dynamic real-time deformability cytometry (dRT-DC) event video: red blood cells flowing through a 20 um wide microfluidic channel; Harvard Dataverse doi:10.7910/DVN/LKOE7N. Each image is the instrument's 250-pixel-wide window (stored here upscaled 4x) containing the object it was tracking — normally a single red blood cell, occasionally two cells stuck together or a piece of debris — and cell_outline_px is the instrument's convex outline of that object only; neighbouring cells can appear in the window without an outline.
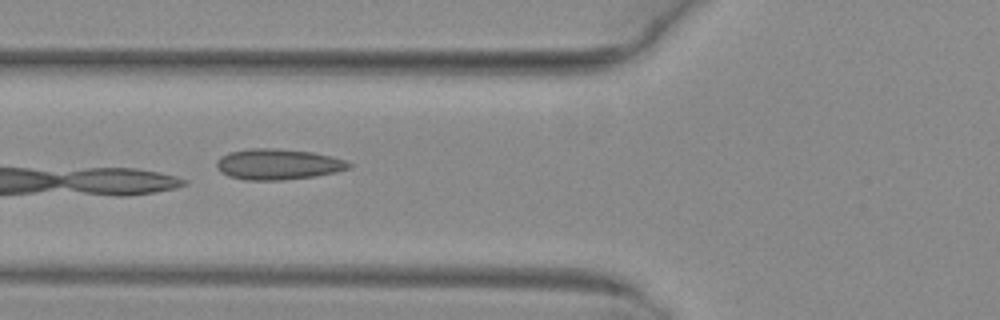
{"species": "common noctule bat (a hibernating species)", "species_latin": "Nyctalus noctula", "temperature_condition": "warm", "stored_images_in_passage": 7, "camera_frame_rate_fps": 3000, "um_per_image_px": 0.085, "animal": {"sex": "female", "body_mass_g": 29.2, "forearm_length_mm": 56.3}, "frame": {"image": 1, "passage_image": 5, "time_ms": 1.333, "image_size_px": [1000, 320], "cell_outline_px": [[352, 164], [348, 168], [336, 172], [316, 176], [280, 180], [244, 180], [228, 176], [220, 172], [216, 168], [216, 160], [220, 156], [228, 152], [252, 148], [272, 148], [312, 152], [332, 156], [344, 160]], "centroid_in_image_um": [23.58, 13.96], "position_along_channel_um": 102.2, "area_um2": 23.81}}
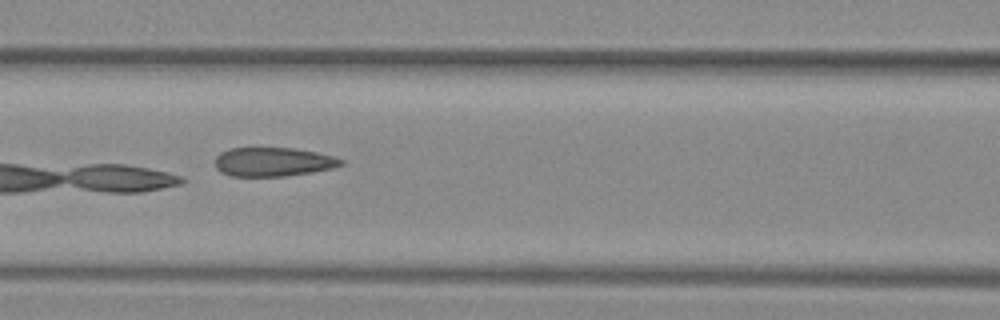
{"frame": {"image": 2, "passage_image": 6, "time_ms": 1.667, "image_size_px": [1000, 320], "cell_outline_px": [[344, 164], [332, 168], [312, 172], [284, 176], [232, 176], [220, 172], [216, 168], [216, 156], [220, 152], [228, 148], [292, 148], [316, 152], [332, 156], [344, 160]], "centroid_in_image_um": [23.2, 13.76], "position_along_channel_um": 143.4, "area_um2": 21.21}}
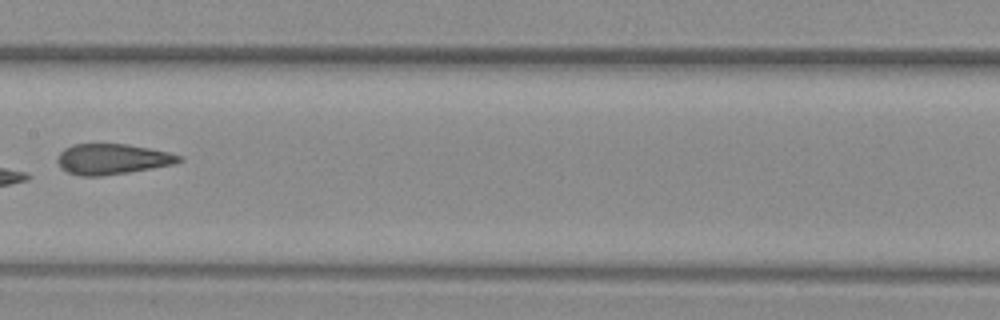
{"frame": {"image": 3, "passage_image": 7, "time_ms": 2.0, "image_size_px": [1000, 320], "cell_outline_px": [[184, 160], [172, 164], [128, 172], [100, 176], [80, 176], [68, 172], [60, 168], [56, 160], [60, 152], [64, 148], [72, 144], [124, 144], [148, 148], [168, 152], [184, 156]], "centroid_in_image_um": [9.51, 13.52], "position_along_channel_um": 197.9, "area_um2": 21.56}}